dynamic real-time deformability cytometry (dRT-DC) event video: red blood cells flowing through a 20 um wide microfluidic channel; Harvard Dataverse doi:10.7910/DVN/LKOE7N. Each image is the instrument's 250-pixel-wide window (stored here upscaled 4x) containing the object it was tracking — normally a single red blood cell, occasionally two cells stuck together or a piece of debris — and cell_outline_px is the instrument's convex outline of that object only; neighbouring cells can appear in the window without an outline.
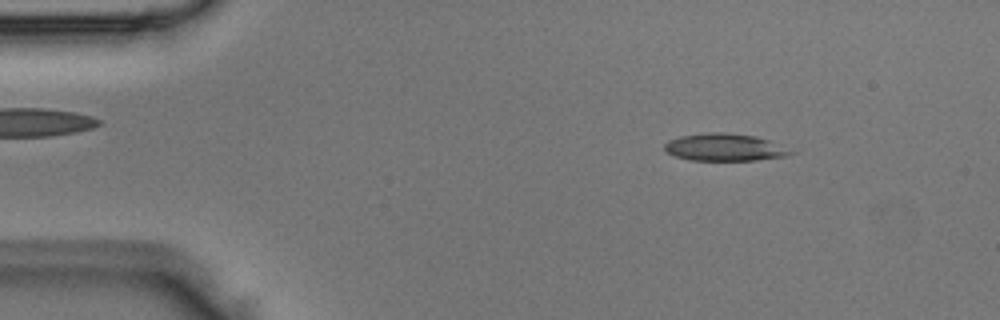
{"species": "Egyptian fruit bat (a non-hibernating species)", "species_latin": "Rousettus aegyptiacus", "temperature_condition": "room temperature", "stored_images_in_passage": 3, "camera_frame_rate_fps": 3000, "um_per_image_px": 0.085, "animal": {"sex": "male"}, "frame": {"image": 1, "passage_image": 1, "time_ms": 0.0, "image_size_px": [1000, 320], "cell_outline_px": [[800, 152], [788, 156], [756, 160], [692, 160], [676, 156], [668, 152], [664, 148], [664, 144], [668, 140], [680, 136], [704, 132], [724, 132], [756, 136], [768, 140]], "centroid_in_image_um": [61.66, 12.51], "position_along_channel_um": 23.3, "area_um2": 20.29}}
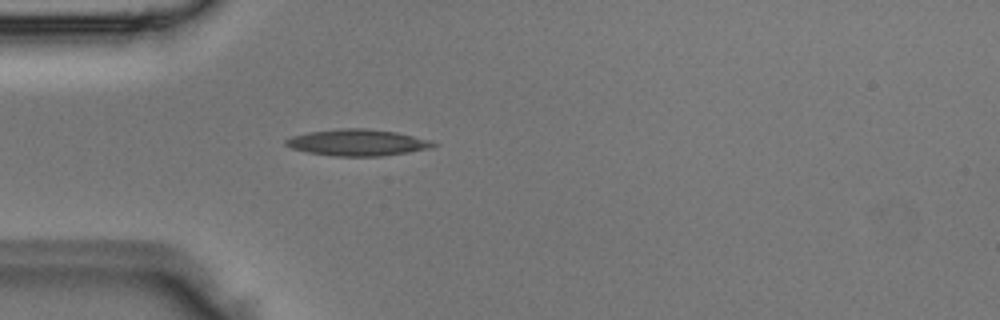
{"frame": {"image": 2, "passage_image": 3, "time_ms": 0.667, "image_size_px": [1000, 320], "cell_outline_px": [[440, 144], [432, 148], [408, 152], [380, 156], [332, 156], [308, 152], [292, 148], [284, 144], [284, 140], [292, 136], [308, 132], [340, 128], [364, 128], [396, 132], [432, 140]], "centroid_in_image_um": [30.41, 12.11], "position_along_channel_um": 54.6, "area_um2": 22.83}}